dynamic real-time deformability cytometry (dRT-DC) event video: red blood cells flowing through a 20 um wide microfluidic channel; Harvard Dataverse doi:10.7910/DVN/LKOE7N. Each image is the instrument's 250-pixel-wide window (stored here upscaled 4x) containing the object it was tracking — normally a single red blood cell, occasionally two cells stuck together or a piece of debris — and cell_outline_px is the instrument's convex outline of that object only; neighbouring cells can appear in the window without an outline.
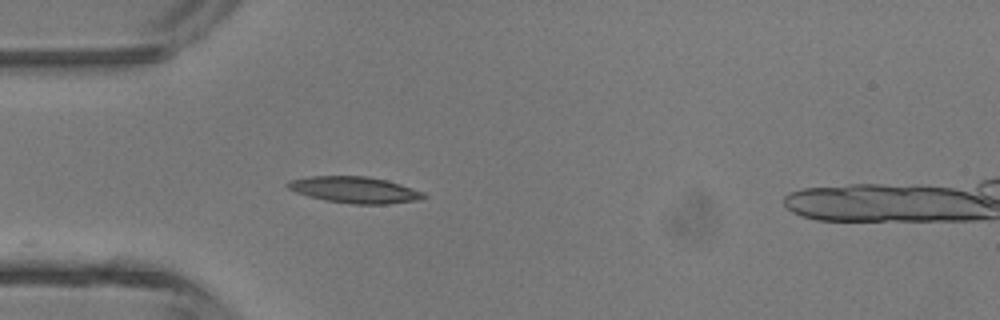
{"species": "common noctule bat (a hibernating species)", "species_latin": "Nyctalus noctula", "temperature_condition": "room temperature", "stored_images_in_passage": 31, "camera_frame_rate_fps": 3000, "um_per_image_px": 0.085, "animal": {"sex": "male", "body_mass_g": 13.3}, "frame": {"image": 1, "passage_image": 1, "time_ms": 0.0, "image_size_px": [1000, 320], "cell_outline_px": [[428, 196], [416, 200], [388, 204], [352, 204], [324, 200], [308, 196], [296, 192], [288, 188], [284, 184], [288, 180], [312, 176], [364, 176], [384, 180], [400, 184], [424, 192]], "centroid_in_image_um": [30.11, 16.14], "position_along_channel_um": 54.9, "area_um2": 20.81}}
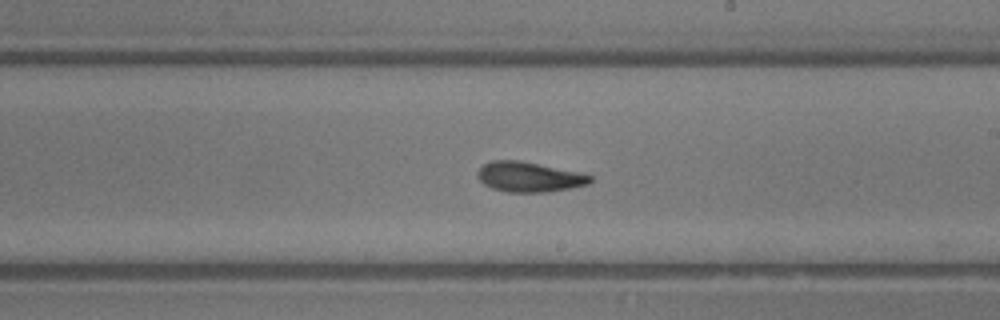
{"frame": {"image": 2, "passage_image": 14, "time_ms": 4.333, "image_size_px": [1000, 320], "cell_outline_px": [[592, 180], [588, 184], [568, 188], [544, 192], [508, 192], [492, 188], [484, 184], [476, 176], [476, 172], [484, 164], [492, 160], [520, 160], [576, 172], [592, 176]], "centroid_in_image_um": [44.91, 15.03], "position_along_channel_um": 244.1, "area_um2": 19.42}}
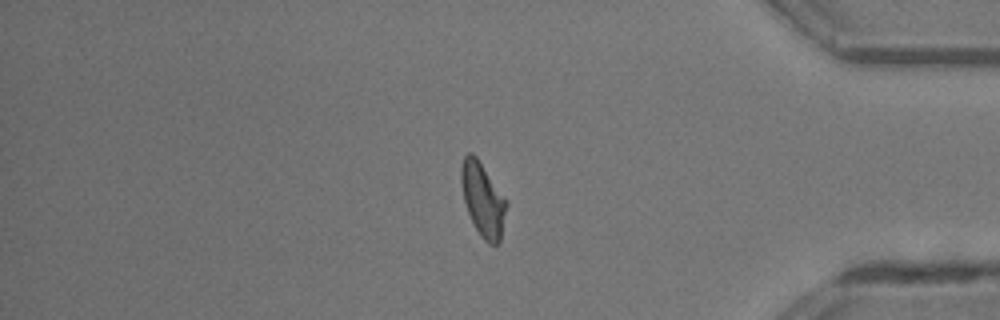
{"frame": {"image": 3, "passage_image": 26, "time_ms": 8.333, "image_size_px": [1000, 320], "cell_outline_px": [[508, 204], [500, 240], [496, 244], [488, 244], [480, 236], [468, 212], [464, 200], [460, 180], [460, 168], [464, 156], [468, 152], [472, 152], [476, 156], [508, 200]], "centroid_in_image_um": [41.05, 16.93], "position_along_channel_um": 394.1, "area_um2": 19.54}, "authors_computed_cell_mechanics": {"area_um2": 19.363, "velocity_mm_per_s": 4.4944, "shape_relaxation_time_tau1_ms": 2.8443, "shape_relaxation_time_tau2_ms": 2.3019, "deformation_change_tau1": 0.1435, "deformation_change_tau2": 0.1003}}